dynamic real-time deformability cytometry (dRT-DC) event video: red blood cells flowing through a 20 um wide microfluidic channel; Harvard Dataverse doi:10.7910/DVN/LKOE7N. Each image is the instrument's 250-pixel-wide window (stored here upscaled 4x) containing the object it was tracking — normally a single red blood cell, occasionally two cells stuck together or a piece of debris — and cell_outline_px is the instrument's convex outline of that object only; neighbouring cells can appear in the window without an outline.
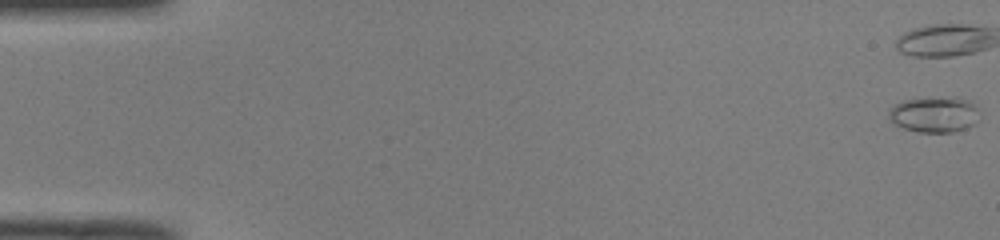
{"species": "common noctule bat (a hibernating species)", "species_latin": "Nyctalus noctula", "temperature_condition": "room temperature", "stored_images_in_passage": 52, "camera_frame_rate_fps": 3000, "um_per_image_px": 0.085, "animal": {"sex": "male", "body_mass_g": 19.0, "forearm_length_mm": 50.8}, "frame": {"image": 1, "passage_image": 1, "time_ms": 0.0, "image_size_px": [1000, 240], "cell_outline_px": [[980, 120], [964, 128], [952, 132], [916, 132], [904, 128], [888, 120], [888, 108], [904, 100], [956, 96], [960, 96], [972, 100], [976, 108]], "centroid_in_image_um": [79.42, 9.71], "position_along_channel_um": 5.6, "area_um2": 19.13}}